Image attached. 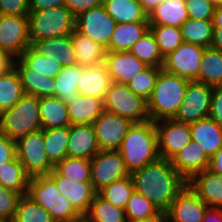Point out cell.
<instances>
[{
  "mask_svg": "<svg viewBox=\"0 0 222 222\" xmlns=\"http://www.w3.org/2000/svg\"><path fill=\"white\" fill-rule=\"evenodd\" d=\"M134 190L145 196L158 211L166 212L187 181L176 171L170 160L159 158L130 174Z\"/></svg>",
  "mask_w": 222,
  "mask_h": 222,
  "instance_id": "obj_1",
  "label": "cell"
},
{
  "mask_svg": "<svg viewBox=\"0 0 222 222\" xmlns=\"http://www.w3.org/2000/svg\"><path fill=\"white\" fill-rule=\"evenodd\" d=\"M118 151L129 174L157 161L160 157L155 122L132 123Z\"/></svg>",
  "mask_w": 222,
  "mask_h": 222,
  "instance_id": "obj_2",
  "label": "cell"
},
{
  "mask_svg": "<svg viewBox=\"0 0 222 222\" xmlns=\"http://www.w3.org/2000/svg\"><path fill=\"white\" fill-rule=\"evenodd\" d=\"M190 81L174 74L160 71L153 92L147 100L149 118L152 121L173 118L182 103Z\"/></svg>",
  "mask_w": 222,
  "mask_h": 222,
  "instance_id": "obj_3",
  "label": "cell"
},
{
  "mask_svg": "<svg viewBox=\"0 0 222 222\" xmlns=\"http://www.w3.org/2000/svg\"><path fill=\"white\" fill-rule=\"evenodd\" d=\"M26 195L48 211L55 222H83V217L60 194L49 174L30 178Z\"/></svg>",
  "mask_w": 222,
  "mask_h": 222,
  "instance_id": "obj_4",
  "label": "cell"
},
{
  "mask_svg": "<svg viewBox=\"0 0 222 222\" xmlns=\"http://www.w3.org/2000/svg\"><path fill=\"white\" fill-rule=\"evenodd\" d=\"M42 129L39 98L24 94L10 109L0 113V133L13 141Z\"/></svg>",
  "mask_w": 222,
  "mask_h": 222,
  "instance_id": "obj_5",
  "label": "cell"
},
{
  "mask_svg": "<svg viewBox=\"0 0 222 222\" xmlns=\"http://www.w3.org/2000/svg\"><path fill=\"white\" fill-rule=\"evenodd\" d=\"M29 38L36 41L64 36L75 30V17L66 6L29 12Z\"/></svg>",
  "mask_w": 222,
  "mask_h": 222,
  "instance_id": "obj_6",
  "label": "cell"
},
{
  "mask_svg": "<svg viewBox=\"0 0 222 222\" xmlns=\"http://www.w3.org/2000/svg\"><path fill=\"white\" fill-rule=\"evenodd\" d=\"M103 103L104 110L127 118L132 123L150 120L147 100L133 93L127 84L112 82Z\"/></svg>",
  "mask_w": 222,
  "mask_h": 222,
  "instance_id": "obj_7",
  "label": "cell"
},
{
  "mask_svg": "<svg viewBox=\"0 0 222 222\" xmlns=\"http://www.w3.org/2000/svg\"><path fill=\"white\" fill-rule=\"evenodd\" d=\"M16 157L30 178L48 175L54 170L44 149V129L19 138L16 141Z\"/></svg>",
  "mask_w": 222,
  "mask_h": 222,
  "instance_id": "obj_8",
  "label": "cell"
},
{
  "mask_svg": "<svg viewBox=\"0 0 222 222\" xmlns=\"http://www.w3.org/2000/svg\"><path fill=\"white\" fill-rule=\"evenodd\" d=\"M30 46L29 17L0 14V52L16 60Z\"/></svg>",
  "mask_w": 222,
  "mask_h": 222,
  "instance_id": "obj_9",
  "label": "cell"
},
{
  "mask_svg": "<svg viewBox=\"0 0 222 222\" xmlns=\"http://www.w3.org/2000/svg\"><path fill=\"white\" fill-rule=\"evenodd\" d=\"M213 87L204 83L190 81L185 96L173 119L192 123L209 117Z\"/></svg>",
  "mask_w": 222,
  "mask_h": 222,
  "instance_id": "obj_10",
  "label": "cell"
},
{
  "mask_svg": "<svg viewBox=\"0 0 222 222\" xmlns=\"http://www.w3.org/2000/svg\"><path fill=\"white\" fill-rule=\"evenodd\" d=\"M130 176L118 150H100L91 159V183L98 193L116 180Z\"/></svg>",
  "mask_w": 222,
  "mask_h": 222,
  "instance_id": "obj_11",
  "label": "cell"
},
{
  "mask_svg": "<svg viewBox=\"0 0 222 222\" xmlns=\"http://www.w3.org/2000/svg\"><path fill=\"white\" fill-rule=\"evenodd\" d=\"M116 21L100 5L81 13L75 18V30L101 44L106 50L109 47Z\"/></svg>",
  "mask_w": 222,
  "mask_h": 222,
  "instance_id": "obj_12",
  "label": "cell"
},
{
  "mask_svg": "<svg viewBox=\"0 0 222 222\" xmlns=\"http://www.w3.org/2000/svg\"><path fill=\"white\" fill-rule=\"evenodd\" d=\"M159 157L170 160L191 140L189 123L173 118L155 121Z\"/></svg>",
  "mask_w": 222,
  "mask_h": 222,
  "instance_id": "obj_13",
  "label": "cell"
},
{
  "mask_svg": "<svg viewBox=\"0 0 222 222\" xmlns=\"http://www.w3.org/2000/svg\"><path fill=\"white\" fill-rule=\"evenodd\" d=\"M205 47L183 42L164 57L162 69L189 81H196Z\"/></svg>",
  "mask_w": 222,
  "mask_h": 222,
  "instance_id": "obj_14",
  "label": "cell"
},
{
  "mask_svg": "<svg viewBox=\"0 0 222 222\" xmlns=\"http://www.w3.org/2000/svg\"><path fill=\"white\" fill-rule=\"evenodd\" d=\"M92 125L100 150H119L132 122L104 110Z\"/></svg>",
  "mask_w": 222,
  "mask_h": 222,
  "instance_id": "obj_15",
  "label": "cell"
},
{
  "mask_svg": "<svg viewBox=\"0 0 222 222\" xmlns=\"http://www.w3.org/2000/svg\"><path fill=\"white\" fill-rule=\"evenodd\" d=\"M209 207L187 184L170 204L167 213L168 222H203Z\"/></svg>",
  "mask_w": 222,
  "mask_h": 222,
  "instance_id": "obj_16",
  "label": "cell"
},
{
  "mask_svg": "<svg viewBox=\"0 0 222 222\" xmlns=\"http://www.w3.org/2000/svg\"><path fill=\"white\" fill-rule=\"evenodd\" d=\"M49 175L55 180L56 186L62 196H64L74 207V209L84 217L90 208L97 192L91 182H73L60 176L55 170Z\"/></svg>",
  "mask_w": 222,
  "mask_h": 222,
  "instance_id": "obj_17",
  "label": "cell"
},
{
  "mask_svg": "<svg viewBox=\"0 0 222 222\" xmlns=\"http://www.w3.org/2000/svg\"><path fill=\"white\" fill-rule=\"evenodd\" d=\"M170 162L188 182L195 174L209 168L210 158L203 151L200 144L191 140L170 159Z\"/></svg>",
  "mask_w": 222,
  "mask_h": 222,
  "instance_id": "obj_18",
  "label": "cell"
},
{
  "mask_svg": "<svg viewBox=\"0 0 222 222\" xmlns=\"http://www.w3.org/2000/svg\"><path fill=\"white\" fill-rule=\"evenodd\" d=\"M104 64L112 82L121 84H128L131 79L147 67L130 51L106 52Z\"/></svg>",
  "mask_w": 222,
  "mask_h": 222,
  "instance_id": "obj_19",
  "label": "cell"
},
{
  "mask_svg": "<svg viewBox=\"0 0 222 222\" xmlns=\"http://www.w3.org/2000/svg\"><path fill=\"white\" fill-rule=\"evenodd\" d=\"M187 184L208 207L222 208V174L207 168L195 174Z\"/></svg>",
  "mask_w": 222,
  "mask_h": 222,
  "instance_id": "obj_20",
  "label": "cell"
},
{
  "mask_svg": "<svg viewBox=\"0 0 222 222\" xmlns=\"http://www.w3.org/2000/svg\"><path fill=\"white\" fill-rule=\"evenodd\" d=\"M100 151L92 124L70 125L67 157L91 160Z\"/></svg>",
  "mask_w": 222,
  "mask_h": 222,
  "instance_id": "obj_21",
  "label": "cell"
},
{
  "mask_svg": "<svg viewBox=\"0 0 222 222\" xmlns=\"http://www.w3.org/2000/svg\"><path fill=\"white\" fill-rule=\"evenodd\" d=\"M112 79L105 64L82 66V75L77 91L82 96L95 97L104 101Z\"/></svg>",
  "mask_w": 222,
  "mask_h": 222,
  "instance_id": "obj_22",
  "label": "cell"
},
{
  "mask_svg": "<svg viewBox=\"0 0 222 222\" xmlns=\"http://www.w3.org/2000/svg\"><path fill=\"white\" fill-rule=\"evenodd\" d=\"M32 46L39 53L43 54L48 59H52L53 61L57 62L62 67L77 64L71 34L39 40L36 41Z\"/></svg>",
  "mask_w": 222,
  "mask_h": 222,
  "instance_id": "obj_23",
  "label": "cell"
},
{
  "mask_svg": "<svg viewBox=\"0 0 222 222\" xmlns=\"http://www.w3.org/2000/svg\"><path fill=\"white\" fill-rule=\"evenodd\" d=\"M192 141L200 144L211 159L222 148V126L210 117L189 124Z\"/></svg>",
  "mask_w": 222,
  "mask_h": 222,
  "instance_id": "obj_24",
  "label": "cell"
},
{
  "mask_svg": "<svg viewBox=\"0 0 222 222\" xmlns=\"http://www.w3.org/2000/svg\"><path fill=\"white\" fill-rule=\"evenodd\" d=\"M18 71L24 94L40 97H56V81L54 78L44 77L29 69L20 59L14 61Z\"/></svg>",
  "mask_w": 222,
  "mask_h": 222,
  "instance_id": "obj_25",
  "label": "cell"
},
{
  "mask_svg": "<svg viewBox=\"0 0 222 222\" xmlns=\"http://www.w3.org/2000/svg\"><path fill=\"white\" fill-rule=\"evenodd\" d=\"M149 22L116 23L107 52H126L148 31Z\"/></svg>",
  "mask_w": 222,
  "mask_h": 222,
  "instance_id": "obj_26",
  "label": "cell"
},
{
  "mask_svg": "<svg viewBox=\"0 0 222 222\" xmlns=\"http://www.w3.org/2000/svg\"><path fill=\"white\" fill-rule=\"evenodd\" d=\"M70 125L93 124L103 113V100L79 95L67 104Z\"/></svg>",
  "mask_w": 222,
  "mask_h": 222,
  "instance_id": "obj_27",
  "label": "cell"
},
{
  "mask_svg": "<svg viewBox=\"0 0 222 222\" xmlns=\"http://www.w3.org/2000/svg\"><path fill=\"white\" fill-rule=\"evenodd\" d=\"M185 0H164L149 15V25L181 27L188 20Z\"/></svg>",
  "mask_w": 222,
  "mask_h": 222,
  "instance_id": "obj_28",
  "label": "cell"
},
{
  "mask_svg": "<svg viewBox=\"0 0 222 222\" xmlns=\"http://www.w3.org/2000/svg\"><path fill=\"white\" fill-rule=\"evenodd\" d=\"M71 40L76 53L77 64L81 66H97L104 63L106 48L89 37L74 30Z\"/></svg>",
  "mask_w": 222,
  "mask_h": 222,
  "instance_id": "obj_29",
  "label": "cell"
},
{
  "mask_svg": "<svg viewBox=\"0 0 222 222\" xmlns=\"http://www.w3.org/2000/svg\"><path fill=\"white\" fill-rule=\"evenodd\" d=\"M39 113L42 129H53L70 126L67 104L58 97H40Z\"/></svg>",
  "mask_w": 222,
  "mask_h": 222,
  "instance_id": "obj_30",
  "label": "cell"
},
{
  "mask_svg": "<svg viewBox=\"0 0 222 222\" xmlns=\"http://www.w3.org/2000/svg\"><path fill=\"white\" fill-rule=\"evenodd\" d=\"M103 5L116 23L148 22V15L138 0H103Z\"/></svg>",
  "mask_w": 222,
  "mask_h": 222,
  "instance_id": "obj_31",
  "label": "cell"
},
{
  "mask_svg": "<svg viewBox=\"0 0 222 222\" xmlns=\"http://www.w3.org/2000/svg\"><path fill=\"white\" fill-rule=\"evenodd\" d=\"M196 82L209 86L222 85V52L212 47L204 50Z\"/></svg>",
  "mask_w": 222,
  "mask_h": 222,
  "instance_id": "obj_32",
  "label": "cell"
},
{
  "mask_svg": "<svg viewBox=\"0 0 222 222\" xmlns=\"http://www.w3.org/2000/svg\"><path fill=\"white\" fill-rule=\"evenodd\" d=\"M82 75V66L79 64L62 67L54 78L56 81V97L65 104L75 100L80 94L77 91Z\"/></svg>",
  "mask_w": 222,
  "mask_h": 222,
  "instance_id": "obj_33",
  "label": "cell"
},
{
  "mask_svg": "<svg viewBox=\"0 0 222 222\" xmlns=\"http://www.w3.org/2000/svg\"><path fill=\"white\" fill-rule=\"evenodd\" d=\"M70 126L44 129V149L50 163L55 167L67 157Z\"/></svg>",
  "mask_w": 222,
  "mask_h": 222,
  "instance_id": "obj_34",
  "label": "cell"
},
{
  "mask_svg": "<svg viewBox=\"0 0 222 222\" xmlns=\"http://www.w3.org/2000/svg\"><path fill=\"white\" fill-rule=\"evenodd\" d=\"M30 177L26 174L24 166L15 156L11 161L0 165V184L3 187L12 189L21 195L28 191Z\"/></svg>",
  "mask_w": 222,
  "mask_h": 222,
  "instance_id": "obj_35",
  "label": "cell"
},
{
  "mask_svg": "<svg viewBox=\"0 0 222 222\" xmlns=\"http://www.w3.org/2000/svg\"><path fill=\"white\" fill-rule=\"evenodd\" d=\"M83 222H127V219L125 209L113 205L97 193Z\"/></svg>",
  "mask_w": 222,
  "mask_h": 222,
  "instance_id": "obj_36",
  "label": "cell"
},
{
  "mask_svg": "<svg viewBox=\"0 0 222 222\" xmlns=\"http://www.w3.org/2000/svg\"><path fill=\"white\" fill-rule=\"evenodd\" d=\"M183 42L210 47L213 39V20H188L180 27Z\"/></svg>",
  "mask_w": 222,
  "mask_h": 222,
  "instance_id": "obj_37",
  "label": "cell"
},
{
  "mask_svg": "<svg viewBox=\"0 0 222 222\" xmlns=\"http://www.w3.org/2000/svg\"><path fill=\"white\" fill-rule=\"evenodd\" d=\"M23 95L21 79L15 67L0 76V113L12 108Z\"/></svg>",
  "mask_w": 222,
  "mask_h": 222,
  "instance_id": "obj_38",
  "label": "cell"
},
{
  "mask_svg": "<svg viewBox=\"0 0 222 222\" xmlns=\"http://www.w3.org/2000/svg\"><path fill=\"white\" fill-rule=\"evenodd\" d=\"M130 52L147 66L163 67L164 58L150 29L132 46Z\"/></svg>",
  "mask_w": 222,
  "mask_h": 222,
  "instance_id": "obj_39",
  "label": "cell"
},
{
  "mask_svg": "<svg viewBox=\"0 0 222 222\" xmlns=\"http://www.w3.org/2000/svg\"><path fill=\"white\" fill-rule=\"evenodd\" d=\"M54 170L73 182H91V160L78 157H65Z\"/></svg>",
  "mask_w": 222,
  "mask_h": 222,
  "instance_id": "obj_40",
  "label": "cell"
},
{
  "mask_svg": "<svg viewBox=\"0 0 222 222\" xmlns=\"http://www.w3.org/2000/svg\"><path fill=\"white\" fill-rule=\"evenodd\" d=\"M29 69L44 77L55 78L62 66L39 53L32 45L19 58Z\"/></svg>",
  "mask_w": 222,
  "mask_h": 222,
  "instance_id": "obj_41",
  "label": "cell"
},
{
  "mask_svg": "<svg viewBox=\"0 0 222 222\" xmlns=\"http://www.w3.org/2000/svg\"><path fill=\"white\" fill-rule=\"evenodd\" d=\"M11 222H55L48 211L34 202L27 195H22L18 201Z\"/></svg>",
  "mask_w": 222,
  "mask_h": 222,
  "instance_id": "obj_42",
  "label": "cell"
},
{
  "mask_svg": "<svg viewBox=\"0 0 222 222\" xmlns=\"http://www.w3.org/2000/svg\"><path fill=\"white\" fill-rule=\"evenodd\" d=\"M149 29L155 36L159 52L163 58L183 43L181 29L179 27L149 25Z\"/></svg>",
  "mask_w": 222,
  "mask_h": 222,
  "instance_id": "obj_43",
  "label": "cell"
},
{
  "mask_svg": "<svg viewBox=\"0 0 222 222\" xmlns=\"http://www.w3.org/2000/svg\"><path fill=\"white\" fill-rule=\"evenodd\" d=\"M133 192V181L131 176H128L105 186L98 194L113 205L125 209Z\"/></svg>",
  "mask_w": 222,
  "mask_h": 222,
  "instance_id": "obj_44",
  "label": "cell"
},
{
  "mask_svg": "<svg viewBox=\"0 0 222 222\" xmlns=\"http://www.w3.org/2000/svg\"><path fill=\"white\" fill-rule=\"evenodd\" d=\"M162 68L147 66L127 84L128 88L138 96L148 100L155 87L156 79Z\"/></svg>",
  "mask_w": 222,
  "mask_h": 222,
  "instance_id": "obj_45",
  "label": "cell"
},
{
  "mask_svg": "<svg viewBox=\"0 0 222 222\" xmlns=\"http://www.w3.org/2000/svg\"><path fill=\"white\" fill-rule=\"evenodd\" d=\"M158 212V209L142 194L135 190L131 194L125 207L127 222H134L140 219L150 217Z\"/></svg>",
  "mask_w": 222,
  "mask_h": 222,
  "instance_id": "obj_46",
  "label": "cell"
},
{
  "mask_svg": "<svg viewBox=\"0 0 222 222\" xmlns=\"http://www.w3.org/2000/svg\"><path fill=\"white\" fill-rule=\"evenodd\" d=\"M22 195L0 184V220L12 221Z\"/></svg>",
  "mask_w": 222,
  "mask_h": 222,
  "instance_id": "obj_47",
  "label": "cell"
},
{
  "mask_svg": "<svg viewBox=\"0 0 222 222\" xmlns=\"http://www.w3.org/2000/svg\"><path fill=\"white\" fill-rule=\"evenodd\" d=\"M188 16L195 20H213L215 6L210 0H185Z\"/></svg>",
  "mask_w": 222,
  "mask_h": 222,
  "instance_id": "obj_48",
  "label": "cell"
},
{
  "mask_svg": "<svg viewBox=\"0 0 222 222\" xmlns=\"http://www.w3.org/2000/svg\"><path fill=\"white\" fill-rule=\"evenodd\" d=\"M29 12V0H0V14L28 16Z\"/></svg>",
  "mask_w": 222,
  "mask_h": 222,
  "instance_id": "obj_49",
  "label": "cell"
},
{
  "mask_svg": "<svg viewBox=\"0 0 222 222\" xmlns=\"http://www.w3.org/2000/svg\"><path fill=\"white\" fill-rule=\"evenodd\" d=\"M209 117L222 126V85L213 87Z\"/></svg>",
  "mask_w": 222,
  "mask_h": 222,
  "instance_id": "obj_50",
  "label": "cell"
},
{
  "mask_svg": "<svg viewBox=\"0 0 222 222\" xmlns=\"http://www.w3.org/2000/svg\"><path fill=\"white\" fill-rule=\"evenodd\" d=\"M102 4L103 0H66L65 6L76 18L81 13Z\"/></svg>",
  "mask_w": 222,
  "mask_h": 222,
  "instance_id": "obj_51",
  "label": "cell"
},
{
  "mask_svg": "<svg viewBox=\"0 0 222 222\" xmlns=\"http://www.w3.org/2000/svg\"><path fill=\"white\" fill-rule=\"evenodd\" d=\"M16 156V142L0 133V165Z\"/></svg>",
  "mask_w": 222,
  "mask_h": 222,
  "instance_id": "obj_52",
  "label": "cell"
},
{
  "mask_svg": "<svg viewBox=\"0 0 222 222\" xmlns=\"http://www.w3.org/2000/svg\"><path fill=\"white\" fill-rule=\"evenodd\" d=\"M66 0H29V11H41L48 8L65 6Z\"/></svg>",
  "mask_w": 222,
  "mask_h": 222,
  "instance_id": "obj_53",
  "label": "cell"
},
{
  "mask_svg": "<svg viewBox=\"0 0 222 222\" xmlns=\"http://www.w3.org/2000/svg\"><path fill=\"white\" fill-rule=\"evenodd\" d=\"M14 61L10 55L0 52V76L6 75L14 68Z\"/></svg>",
  "mask_w": 222,
  "mask_h": 222,
  "instance_id": "obj_54",
  "label": "cell"
},
{
  "mask_svg": "<svg viewBox=\"0 0 222 222\" xmlns=\"http://www.w3.org/2000/svg\"><path fill=\"white\" fill-rule=\"evenodd\" d=\"M203 222H222V208L209 207L205 212Z\"/></svg>",
  "mask_w": 222,
  "mask_h": 222,
  "instance_id": "obj_55",
  "label": "cell"
},
{
  "mask_svg": "<svg viewBox=\"0 0 222 222\" xmlns=\"http://www.w3.org/2000/svg\"><path fill=\"white\" fill-rule=\"evenodd\" d=\"M209 169L222 174V148H220L210 159Z\"/></svg>",
  "mask_w": 222,
  "mask_h": 222,
  "instance_id": "obj_56",
  "label": "cell"
},
{
  "mask_svg": "<svg viewBox=\"0 0 222 222\" xmlns=\"http://www.w3.org/2000/svg\"><path fill=\"white\" fill-rule=\"evenodd\" d=\"M142 5L143 10L149 15L158 5L164 0H138Z\"/></svg>",
  "mask_w": 222,
  "mask_h": 222,
  "instance_id": "obj_57",
  "label": "cell"
},
{
  "mask_svg": "<svg viewBox=\"0 0 222 222\" xmlns=\"http://www.w3.org/2000/svg\"><path fill=\"white\" fill-rule=\"evenodd\" d=\"M210 47L222 52V31L219 28L213 29V39Z\"/></svg>",
  "mask_w": 222,
  "mask_h": 222,
  "instance_id": "obj_58",
  "label": "cell"
},
{
  "mask_svg": "<svg viewBox=\"0 0 222 222\" xmlns=\"http://www.w3.org/2000/svg\"><path fill=\"white\" fill-rule=\"evenodd\" d=\"M134 222H168L167 221V213L164 211H158L156 214L144 218V219H140Z\"/></svg>",
  "mask_w": 222,
  "mask_h": 222,
  "instance_id": "obj_59",
  "label": "cell"
},
{
  "mask_svg": "<svg viewBox=\"0 0 222 222\" xmlns=\"http://www.w3.org/2000/svg\"><path fill=\"white\" fill-rule=\"evenodd\" d=\"M214 28H219L222 31V5L216 6L213 15Z\"/></svg>",
  "mask_w": 222,
  "mask_h": 222,
  "instance_id": "obj_60",
  "label": "cell"
},
{
  "mask_svg": "<svg viewBox=\"0 0 222 222\" xmlns=\"http://www.w3.org/2000/svg\"><path fill=\"white\" fill-rule=\"evenodd\" d=\"M210 1L214 4L215 7L222 5V0H210Z\"/></svg>",
  "mask_w": 222,
  "mask_h": 222,
  "instance_id": "obj_61",
  "label": "cell"
},
{
  "mask_svg": "<svg viewBox=\"0 0 222 222\" xmlns=\"http://www.w3.org/2000/svg\"><path fill=\"white\" fill-rule=\"evenodd\" d=\"M0 222H11V221H7V220H0Z\"/></svg>",
  "mask_w": 222,
  "mask_h": 222,
  "instance_id": "obj_62",
  "label": "cell"
}]
</instances>
